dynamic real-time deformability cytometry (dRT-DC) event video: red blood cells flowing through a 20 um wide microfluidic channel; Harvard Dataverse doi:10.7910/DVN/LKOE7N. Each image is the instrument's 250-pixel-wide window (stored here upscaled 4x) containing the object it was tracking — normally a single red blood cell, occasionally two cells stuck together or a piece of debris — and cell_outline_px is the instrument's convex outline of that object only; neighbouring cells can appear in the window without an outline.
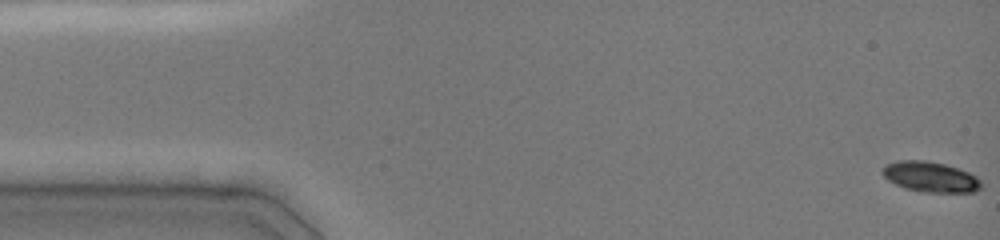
{"species": "common noctule bat (a hibernating species)", "species_latin": "Nyctalus noctula", "temperature_condition": "cold", "stored_images_in_passage": 18, "camera_frame_rate_fps": 3000, "um_per_image_px": 0.085, "animal": {"sex": "female", "body_mass_g": 19.0, "forearm_length_mm": 51.5}, "frame": {"image": 1, "passage_image": 1, "time_ms": 0.0, "image_size_px": [1000, 240], "cell_outline_px": [[984, 184], [976, 192], [924, 192], [904, 188], [888, 180], [884, 176], [884, 168], [888, 164], [896, 160], [924, 160], [944, 164], [968, 172], [976, 176]], "centroid_in_image_um": [79.13, 15.04], "position_along_channel_um": 5.9, "area_um2": 17.34}}